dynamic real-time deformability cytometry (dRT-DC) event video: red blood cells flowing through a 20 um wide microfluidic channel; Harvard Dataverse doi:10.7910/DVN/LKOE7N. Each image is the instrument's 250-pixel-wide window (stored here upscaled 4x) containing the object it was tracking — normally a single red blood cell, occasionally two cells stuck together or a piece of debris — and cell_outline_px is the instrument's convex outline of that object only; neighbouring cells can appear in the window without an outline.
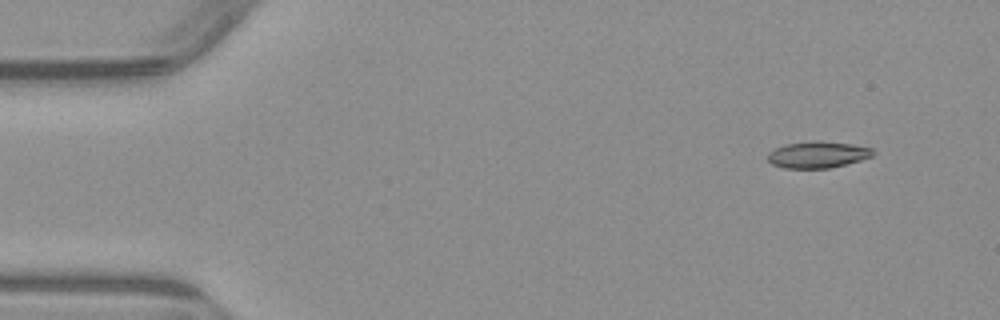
{"species": "common noctule bat (a hibernating species)", "species_latin": "Nyctalus noctula", "temperature_condition": "warm", "stored_images_in_passage": 2, "camera_frame_rate_fps": 3000, "um_per_image_px": 0.085, "animal": {"sex": "male", "body_mass_g": 23.1, "forearm_length_mm": 52.7}, "frame": {"image": 1, "passage_image": 1, "time_ms": 0.0, "image_size_px": [1000, 320], "cell_outline_px": [[876, 152], [872, 156], [860, 160], [828, 168], [784, 168], [772, 164], [768, 160], [768, 152], [784, 144], [812, 140], [820, 140], [852, 144], [872, 148]], "centroid_in_image_um": [69.5, 13.13], "position_along_channel_um": 15.5, "area_um2": 16.36}}